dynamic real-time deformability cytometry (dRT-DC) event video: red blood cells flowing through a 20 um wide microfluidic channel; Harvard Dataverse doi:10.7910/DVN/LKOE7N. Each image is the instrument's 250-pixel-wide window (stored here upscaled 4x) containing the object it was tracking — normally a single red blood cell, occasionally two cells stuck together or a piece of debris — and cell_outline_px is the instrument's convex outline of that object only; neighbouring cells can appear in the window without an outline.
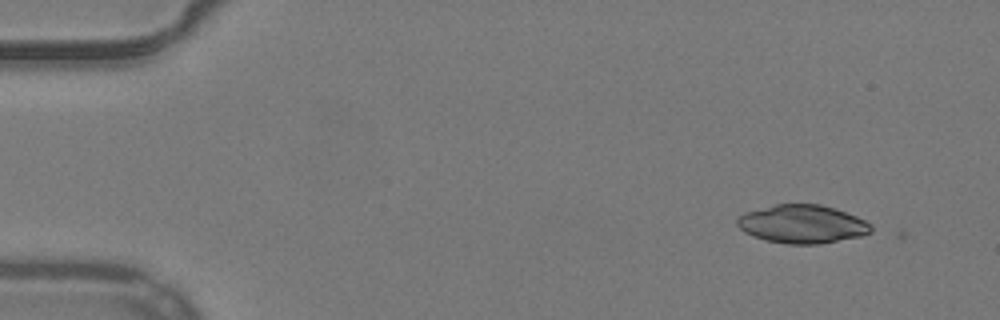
{"species": "common noctule bat (a hibernating species)", "species_latin": "Nyctalus noctula", "temperature_condition": "warm", "stored_images_in_passage": 5, "camera_frame_rate_fps": 3000, "um_per_image_px": 0.085, "animal": {"sex": "male", "body_mass_g": 19.2, "forearm_length_mm": 51.8}, "frame": {"image": 1, "passage_image": 4, "time_ms": 1.0, "image_size_px": [1000, 320], "cell_outline_px": [[872, 232], [860, 236], [816, 244], [788, 244], [764, 240], [752, 236], [744, 232], [736, 224], [736, 220], [744, 212], [776, 204], [820, 204], [856, 216], [872, 224]], "centroid_in_image_um": [68.16, 19.05], "position_along_channel_um": 16.8, "area_um2": 29.77}}